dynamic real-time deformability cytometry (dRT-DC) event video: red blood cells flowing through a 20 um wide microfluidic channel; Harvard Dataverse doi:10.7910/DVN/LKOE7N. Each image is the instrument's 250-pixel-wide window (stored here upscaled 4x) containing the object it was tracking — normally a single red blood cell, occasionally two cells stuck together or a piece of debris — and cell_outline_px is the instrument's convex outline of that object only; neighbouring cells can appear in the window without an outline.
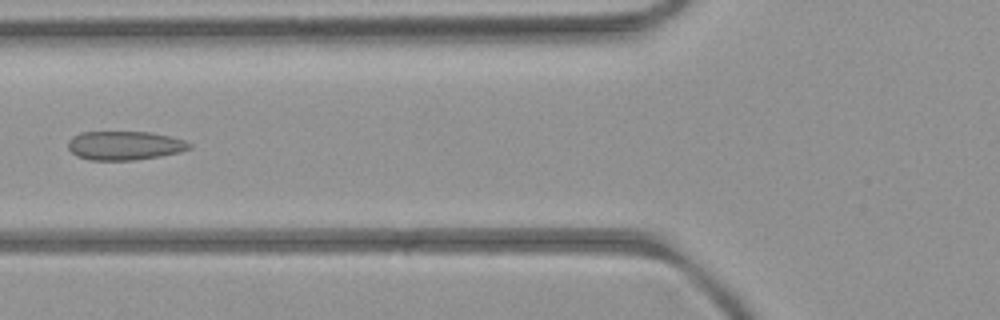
{"species": "common noctule bat (a hibernating species)", "species_latin": "Nyctalus noctula", "temperature_condition": "room temperature", "stored_images_in_passage": 5, "camera_frame_rate_fps": 3000, "um_per_image_px": 0.085, "animal": {"sex": "female", "body_mass_g": 21.9}, "frame": {"image": 1, "passage_image": 5, "time_ms": 5.333, "image_size_px": [1000, 320], "cell_outline_px": [[192, 148], [180, 152], [160, 156], [136, 160], [88, 160], [76, 156], [68, 148], [68, 140], [72, 136], [80, 132], [148, 132], [168, 136], [184, 140], [192, 144]], "centroid_in_image_um": [10.57, 12.37], "position_along_channel_um": 115.2, "area_um2": 20.52}}